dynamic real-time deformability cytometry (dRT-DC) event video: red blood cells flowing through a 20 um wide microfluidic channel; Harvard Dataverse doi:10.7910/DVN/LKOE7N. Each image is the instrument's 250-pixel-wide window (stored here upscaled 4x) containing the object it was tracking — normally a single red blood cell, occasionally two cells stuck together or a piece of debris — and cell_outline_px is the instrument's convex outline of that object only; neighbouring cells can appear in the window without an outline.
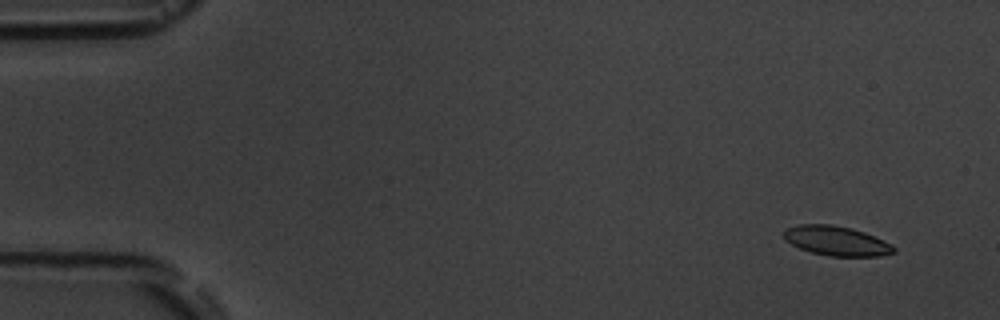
{"species": "common noctule bat (a hibernating species)", "species_latin": "Nyctalus noctula", "temperature_condition": "room temperature", "stored_images_in_passage": 5, "camera_frame_rate_fps": 3000, "um_per_image_px": 0.085, "animal": {"sex": "male", "body_mass_g": 19.5, "forearm_length_mm": 54.6}, "frame": {"image": 1, "passage_image": 1, "time_ms": 0.0, "image_size_px": [1000, 320], "cell_outline_px": [[896, 252], [880, 256], [828, 256], [812, 252], [800, 248], [784, 240], [784, 232], [788, 228], [800, 224], [832, 224], [852, 228], [864, 232], [892, 244], [896, 248]], "centroid_in_image_um": [71.12, 20.47], "position_along_channel_um": 13.9, "area_um2": 18.9}}